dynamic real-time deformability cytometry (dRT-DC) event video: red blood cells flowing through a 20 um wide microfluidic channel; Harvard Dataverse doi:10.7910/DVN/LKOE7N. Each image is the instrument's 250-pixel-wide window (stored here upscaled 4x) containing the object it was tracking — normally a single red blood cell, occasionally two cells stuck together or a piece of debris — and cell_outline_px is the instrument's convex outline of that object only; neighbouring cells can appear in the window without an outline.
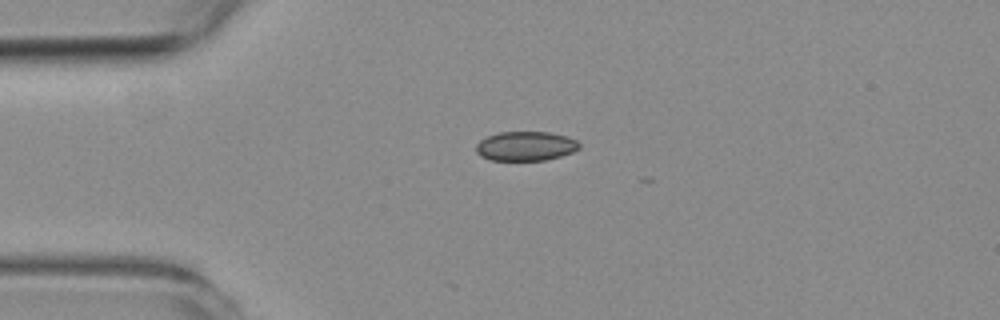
{"species": "common noctule bat (a hibernating species)", "species_latin": "Nyctalus noctula", "temperature_condition": "room temperature", "stored_images_in_passage": 8, "camera_frame_rate_fps": 3000, "um_per_image_px": 0.085, "animal": {"sex": "female", "body_mass_g": 19.3, "forearm_length_mm": 54.1}, "frame": {"image": 1, "passage_image": 1, "time_ms": 0.0, "image_size_px": [1000, 320], "cell_outline_px": [[580, 148], [572, 152], [560, 156], [544, 160], [488, 160], [480, 156], [476, 152], [476, 144], [480, 140], [488, 136], [500, 132], [548, 132], [568, 136], [576, 140], [580, 144]], "centroid_in_image_um": [44.67, 12.42], "position_along_channel_um": 40.3, "area_um2": 17.69}}
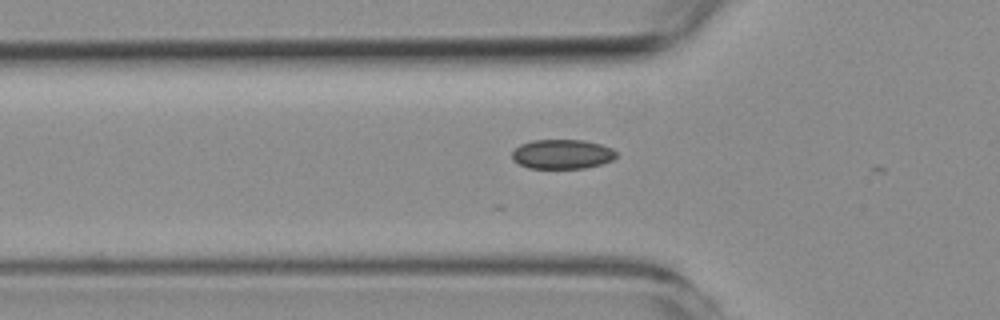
{"frame": {"image": 2, "passage_image": 6, "time_ms": 1.667, "image_size_px": [1000, 320], "cell_outline_px": [[616, 156], [612, 160], [600, 164], [584, 168], [528, 168], [512, 160], [512, 152], [520, 144], [532, 140], [584, 140], [600, 144], [612, 148], [616, 152]], "centroid_in_image_um": [47.77, 13.1], "position_along_channel_um": 78.0, "area_um2": 17.86}}